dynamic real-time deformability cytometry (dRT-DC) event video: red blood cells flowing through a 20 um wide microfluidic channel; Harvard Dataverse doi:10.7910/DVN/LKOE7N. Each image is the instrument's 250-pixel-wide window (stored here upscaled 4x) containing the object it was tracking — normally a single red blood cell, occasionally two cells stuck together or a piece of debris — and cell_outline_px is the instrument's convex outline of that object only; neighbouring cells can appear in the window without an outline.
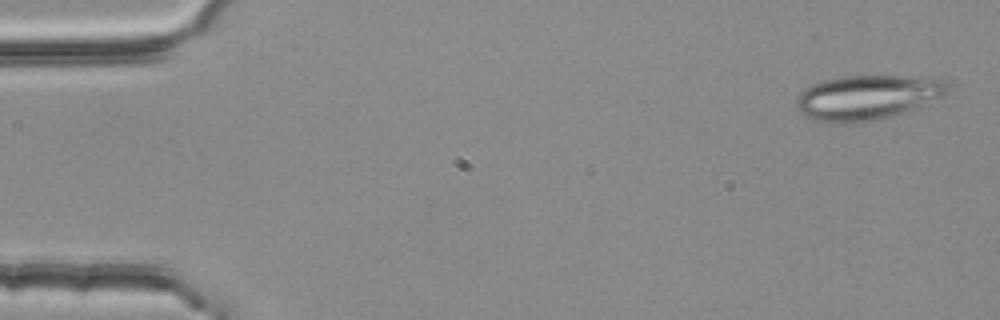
{"species": "common noctule bat (a hibernating species)", "species_latin": "Nyctalus noctula", "temperature_condition": "room temperature", "stored_images_in_passage": 3, "camera_frame_rate_fps": 3000, "um_per_image_px": 0.085, "animal": {"sex": "female", "body_mass_g": 25.1}, "frame": {"image": 1, "passage_image": 1, "time_ms": 0.0, "image_size_px": [1000, 320], "cell_outline_px": [[948, 88], [940, 96], [916, 108], [876, 120], [848, 124], [820, 120], [808, 116], [800, 112], [796, 108], [796, 100], [804, 88], [812, 84], [824, 80], [840, 76], [936, 76], [944, 80]], "centroid_in_image_um": [73.71, 8.25], "position_along_channel_um": 11.3, "area_um2": 39.13}}